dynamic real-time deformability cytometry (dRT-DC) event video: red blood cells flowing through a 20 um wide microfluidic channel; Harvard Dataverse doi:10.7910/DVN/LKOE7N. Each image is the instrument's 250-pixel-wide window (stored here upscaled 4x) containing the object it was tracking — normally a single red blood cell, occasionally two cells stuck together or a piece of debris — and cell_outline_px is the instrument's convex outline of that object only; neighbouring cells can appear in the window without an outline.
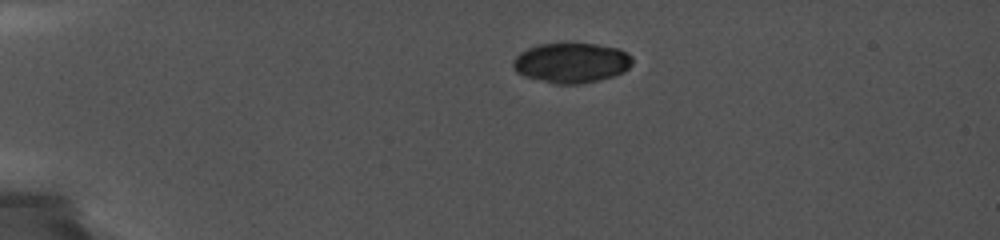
{"species": "common noctule bat (a hibernating species)", "species_latin": "Nyctalus noctula", "temperature_condition": "cold", "stored_images_in_passage": 8, "camera_frame_rate_fps": 5000, "um_per_image_px": 0.085, "animal": {"sex": "female", "body_mass_g": 19.0, "forearm_length_mm": 56.7}, "frame": {"image": 1, "passage_image": 1, "time_ms": 0.0, "image_size_px": [1000, 240], "cell_outline_px": [[632, 64], [624, 72], [600, 80], [580, 84], [552, 84], [524, 76], [516, 72], [512, 68], [512, 60], [520, 52], [528, 48], [540, 44], [596, 44], [620, 48], [628, 52], [632, 56]], "centroid_in_image_um": [48.57, 5.35], "position_along_channel_um": 36.4, "area_um2": 28.09}}